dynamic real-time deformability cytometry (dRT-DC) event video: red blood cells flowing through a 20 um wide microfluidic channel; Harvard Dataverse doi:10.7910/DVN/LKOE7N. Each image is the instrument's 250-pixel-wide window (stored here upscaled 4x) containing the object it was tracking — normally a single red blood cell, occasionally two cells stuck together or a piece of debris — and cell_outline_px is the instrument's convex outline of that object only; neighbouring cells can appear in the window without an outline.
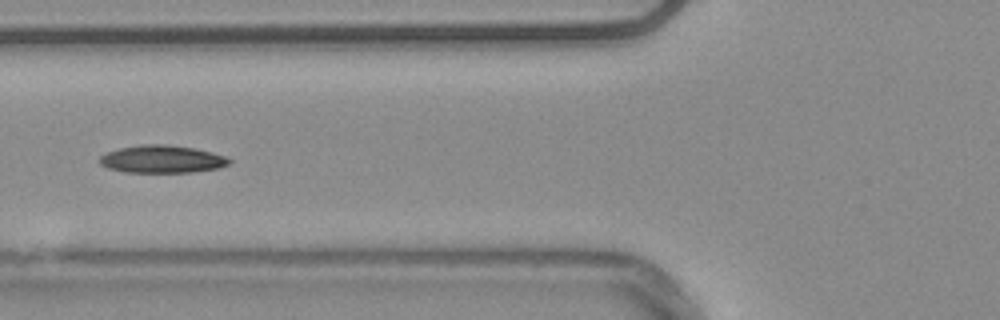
{"species": "common noctule bat (a hibernating species)", "species_latin": "Nyctalus noctula", "temperature_condition": "warm", "stored_images_in_passage": 47, "camera_frame_rate_fps": 3000, "um_per_image_px": 0.085, "animal": {"sex": "male", "body_mass_g": 20.4}, "frame": {"image": 1, "passage_image": 21, "time_ms": 6.667, "image_size_px": [1000, 320], "cell_outline_px": [[232, 160], [228, 164], [216, 168], [192, 172], [124, 172], [108, 168], [100, 164], [100, 156], [108, 152], [120, 148], [140, 144], [164, 144], [192, 148], [212, 152], [224, 156]], "centroid_in_image_um": [13.74, 13.53], "position_along_channel_um": 112.1, "area_um2": 20.63}, "authors_computed_cell_mechanics": {"area_um2": 20.1144, "velocity_mm_per_s": 3.7636, "shape_relaxation_time_tau1_ms": 7.187, "shape_relaxation_time_tau2_ms": null, "deformation_change_tau1": 0.1457, "deformation_change_tau2": null}}